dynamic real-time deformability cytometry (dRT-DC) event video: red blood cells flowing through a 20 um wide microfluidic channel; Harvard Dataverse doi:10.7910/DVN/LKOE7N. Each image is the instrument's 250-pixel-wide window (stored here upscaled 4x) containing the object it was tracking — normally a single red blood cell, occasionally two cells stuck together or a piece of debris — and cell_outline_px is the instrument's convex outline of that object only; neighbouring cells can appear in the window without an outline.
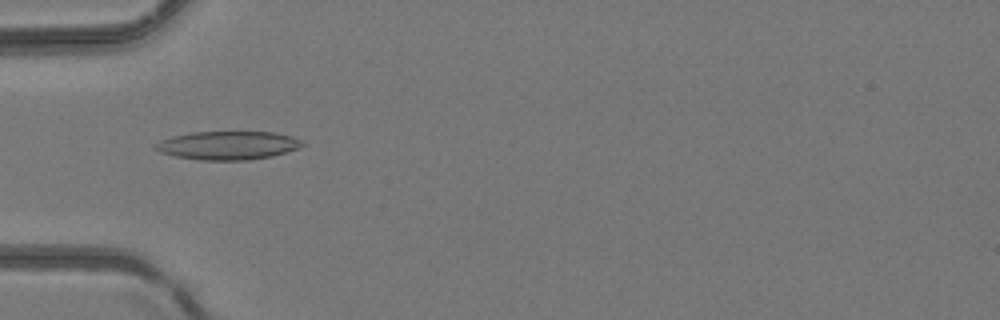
{"species": "common noctule bat (a hibernating species)", "species_latin": "Nyctalus noctula", "temperature_condition": "room temperature", "stored_images_in_passage": 22, "camera_frame_rate_fps": 3000, "um_per_image_px": 0.085, "animal": {"sex": "female", "body_mass_g": 24.6, "forearm_length_mm": 56.2}, "frame": {"image": 1, "passage_image": 13, "time_ms": 4.0, "image_size_px": [1000, 320], "cell_outline_px": [[304, 144], [300, 148], [272, 156], [248, 160], [200, 160], [176, 156], [160, 152], [152, 148], [152, 144], [160, 140], [172, 136], [192, 132], [272, 132], [292, 136], [300, 140]], "centroid_in_image_um": [19.33, 12.36], "position_along_channel_um": 65.7, "area_um2": 24.45}}
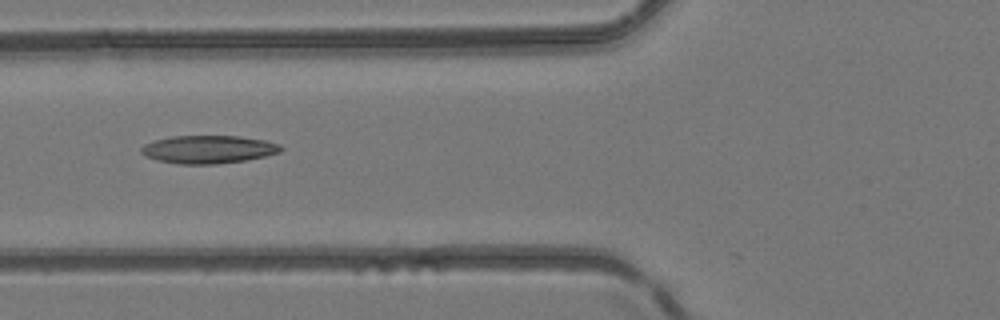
{"frame": {"image": 2, "passage_image": 16, "time_ms": 5.0, "image_size_px": [1000, 320], "cell_outline_px": [[284, 148], [280, 152], [264, 156], [244, 160], [216, 164], [176, 164], [156, 160], [144, 156], [140, 152], [140, 148], [144, 144], [156, 140], [172, 136], [240, 136], [264, 140], [280, 144]], "centroid_in_image_um": [17.68, 12.7], "position_along_channel_um": 108.1, "area_um2": 22.83}}
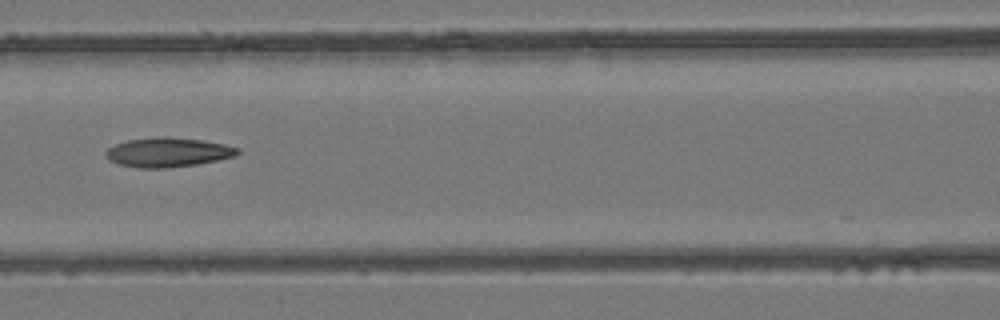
{"frame": {"image": 3, "passage_image": 19, "time_ms": 6.0, "image_size_px": [1000, 320], "cell_outline_px": [[240, 152], [236, 156], [196, 164], [164, 168], [136, 168], [120, 164], [108, 160], [104, 152], [108, 148], [116, 144], [128, 140], [156, 136], [168, 136], [204, 140], [224, 144], [240, 148]], "centroid_in_image_um": [14.27, 12.93], "position_along_channel_um": 152.3, "area_um2": 22.72}}